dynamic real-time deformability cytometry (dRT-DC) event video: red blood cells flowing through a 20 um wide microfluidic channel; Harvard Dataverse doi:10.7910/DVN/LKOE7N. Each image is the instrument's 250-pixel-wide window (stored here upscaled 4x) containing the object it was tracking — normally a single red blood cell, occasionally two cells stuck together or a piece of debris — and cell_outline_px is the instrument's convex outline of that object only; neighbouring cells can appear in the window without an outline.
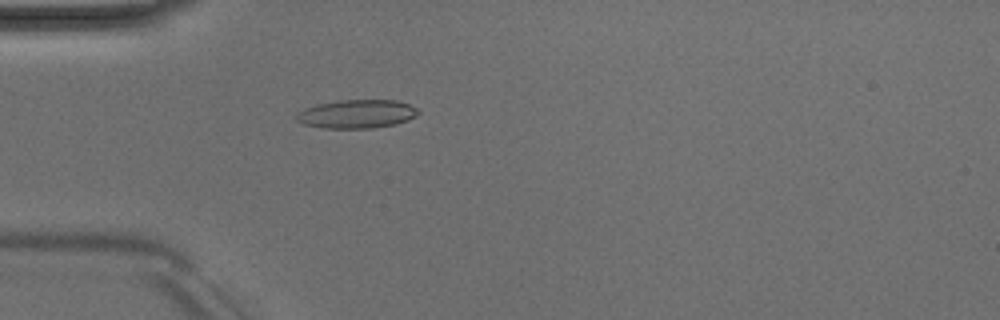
{"species": "Egyptian fruit bat (a non-hibernating species)", "species_latin": "Rousettus aegyptiacus", "temperature_condition": "room temperature", "stored_images_in_passage": 48, "camera_frame_rate_fps": 3000, "um_per_image_px": 0.085, "animal": {"sex": "male"}, "frame": {"image": 1, "passage_image": 13, "time_ms": 4.0, "image_size_px": [1000, 320], "cell_outline_px": [[420, 112], [416, 116], [408, 120], [396, 124], [372, 128], [324, 128], [304, 124], [296, 120], [296, 112], [304, 108], [316, 104], [340, 100], [396, 100], [408, 104], [416, 108]], "centroid_in_image_um": [30.31, 9.68], "position_along_channel_um": 54.7, "area_um2": 20.35}}
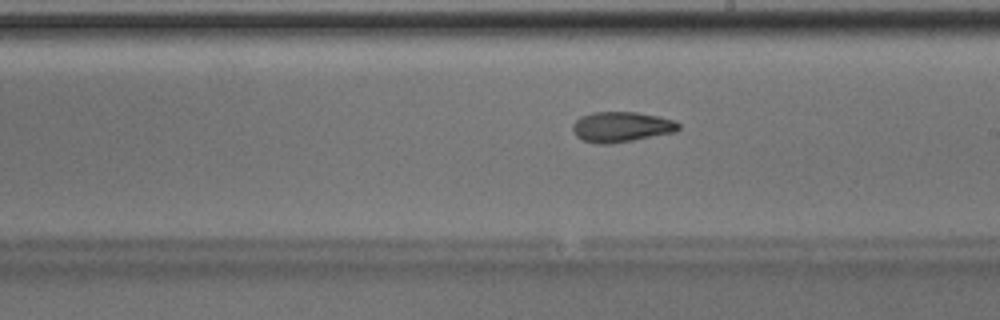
{"frame": {"image": 2, "passage_image": 27, "time_ms": 8.667, "image_size_px": [1000, 320], "cell_outline_px": [[680, 128], [676, 132], [612, 144], [600, 144], [584, 140], [576, 136], [572, 128], [572, 124], [580, 116], [592, 112], [636, 112], [660, 116], [672, 120], [680, 124]], "centroid_in_image_um": [52.82, 10.78], "position_along_channel_um": 236.2, "area_um2": 18.79}}
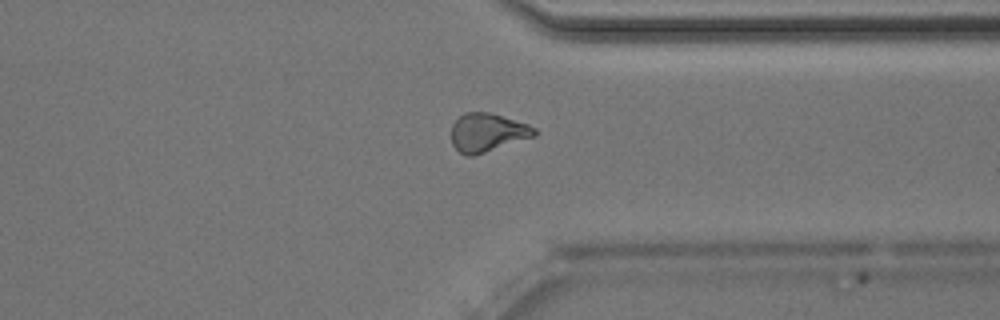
{"frame": {"image": 3, "passage_image": 37, "time_ms": 12.0, "image_size_px": [1000, 320], "cell_outline_px": [[536, 136], [472, 156], [468, 156], [460, 152], [452, 144], [452, 124], [464, 112], [492, 112], [528, 124], [536, 128]], "centroid_in_image_um": [41.44, 11.24], "position_along_channel_um": 370.0, "area_um2": 18.61}, "authors_computed_cell_mechanics": {"area_um2": 18.6116, "velocity_mm_per_s": 4.048, "shape_relaxation_time_tau1_ms": null, "shape_relaxation_time_tau2_ms": 3.7682, "deformation_change_tau1": null, "deformation_change_tau2": 0.1187}}